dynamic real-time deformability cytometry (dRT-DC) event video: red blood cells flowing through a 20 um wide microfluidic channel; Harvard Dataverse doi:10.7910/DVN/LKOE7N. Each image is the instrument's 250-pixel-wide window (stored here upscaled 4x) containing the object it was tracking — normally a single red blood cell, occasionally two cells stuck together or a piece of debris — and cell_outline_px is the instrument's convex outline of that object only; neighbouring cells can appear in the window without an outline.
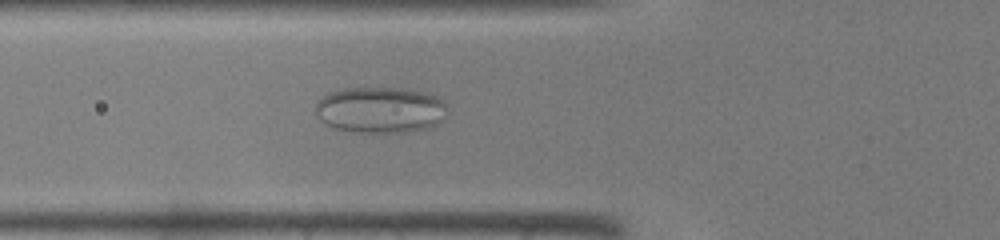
{"species": "common noctule bat (a hibernating species)", "species_latin": "Nyctalus noctula", "temperature_condition": "warm", "stored_images_in_passage": 35, "camera_frame_rate_fps": 3000, "um_per_image_px": 0.085, "animal": {"sex": "male", "body_mass_g": 19.0, "forearm_length_mm": 50.8}, "frame": {"image": 1, "passage_image": 6, "time_ms": 1.667, "image_size_px": [1000, 240], "cell_outline_px": [[444, 120], [432, 128], [408, 132], [356, 132], [336, 128], [324, 124], [320, 120], [316, 112], [316, 100], [332, 92], [344, 88], [400, 88], [424, 92], [436, 96], [444, 100]], "centroid_in_image_um": [32.33, 9.35], "position_along_channel_um": 93.5, "area_um2": 35.55}}
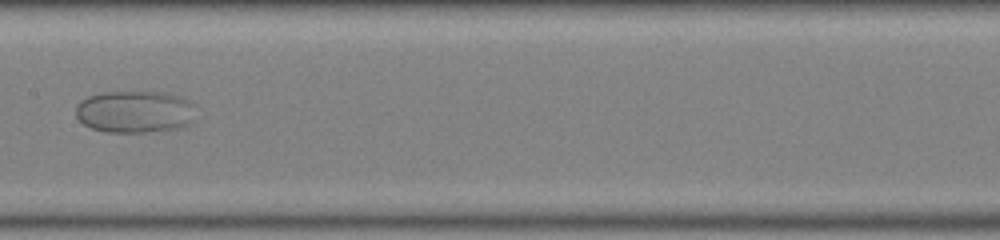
{"frame": {"image": 2, "passage_image": 13, "time_ms": 4.0, "image_size_px": [1000, 240], "cell_outline_px": [[192, 120], [188, 124], [180, 128], [144, 132], [108, 132], [92, 128], [84, 124], [76, 116], [76, 108], [80, 100], [88, 96], [104, 92], [164, 92], [180, 96], [188, 100]], "centroid_in_image_um": [11.39, 9.49], "position_along_channel_um": 196.0, "area_um2": 29.07}}
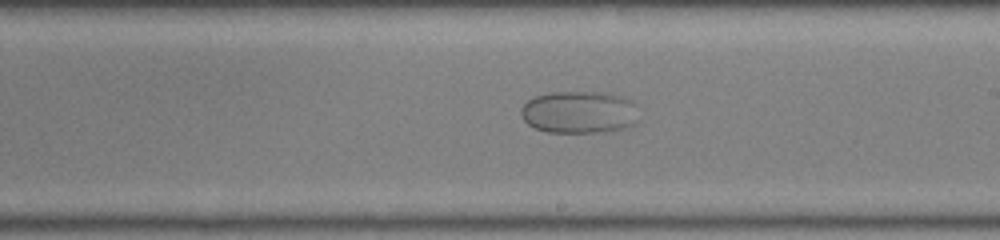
{"frame": {"image": 3, "passage_image": 16, "time_ms": 5.0, "image_size_px": [1000, 240], "cell_outline_px": [[636, 124], [624, 128], [604, 132], [548, 132], [536, 128], [528, 124], [524, 120], [520, 112], [520, 108], [528, 100], [536, 96], [552, 92], [600, 92], [624, 96], [632, 100], [636, 104]], "centroid_in_image_um": [49.25, 9.53], "position_along_channel_um": 239.8, "area_um2": 29.19}}